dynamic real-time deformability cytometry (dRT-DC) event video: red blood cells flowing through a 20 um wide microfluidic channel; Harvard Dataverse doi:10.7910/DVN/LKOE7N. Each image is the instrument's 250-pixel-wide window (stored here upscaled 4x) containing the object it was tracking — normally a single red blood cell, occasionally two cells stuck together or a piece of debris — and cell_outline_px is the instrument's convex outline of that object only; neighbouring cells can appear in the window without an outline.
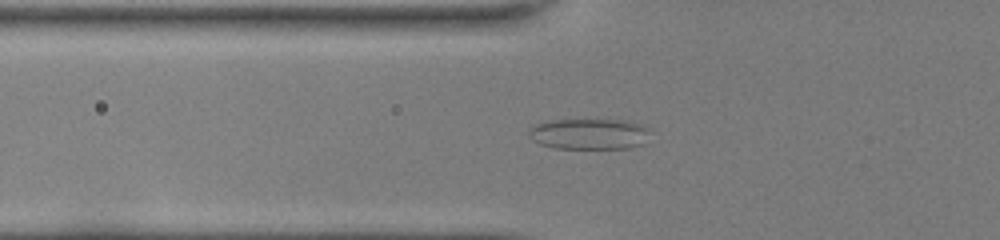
{"species": "common noctule bat (a hibernating species)", "species_latin": "Nyctalus noctula", "temperature_condition": "room temperature", "stored_images_in_passage": 35, "camera_frame_rate_fps": 3000, "um_per_image_px": 0.085, "animal": {"sex": "female", "body_mass_g": 22.0, "forearm_length_mm": 56.7}, "frame": {"image": 1, "passage_image": 3, "time_ms": 0.667, "image_size_px": [1000, 240], "cell_outline_px": [[648, 132], [644, 144], [628, 148], [552, 148], [540, 144], [532, 140], [528, 136], [528, 132], [532, 124], [548, 120], [624, 120], [644, 124]], "centroid_in_image_um": [50.02, 11.38], "position_along_channel_um": 75.8, "area_um2": 21.96}}
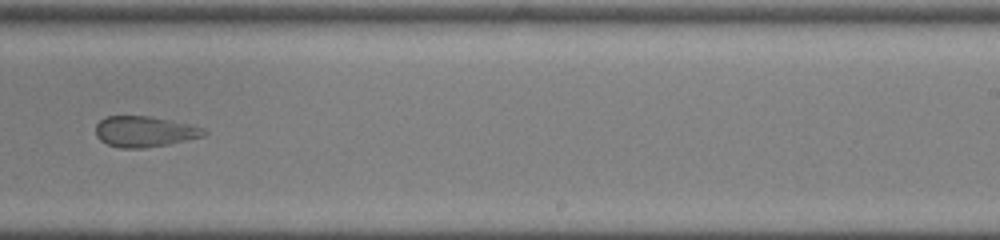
{"frame": {"image": 2, "passage_image": 18, "time_ms": 5.667, "image_size_px": [1000, 240], "cell_outline_px": [[208, 132], [204, 136], [168, 144], [144, 148], [120, 148], [108, 144], [100, 140], [96, 136], [96, 124], [104, 116], [148, 116], [188, 124], [204, 128]], "centroid_in_image_um": [12.26, 11.18], "position_along_channel_um": 276.7, "area_um2": 19.31}}
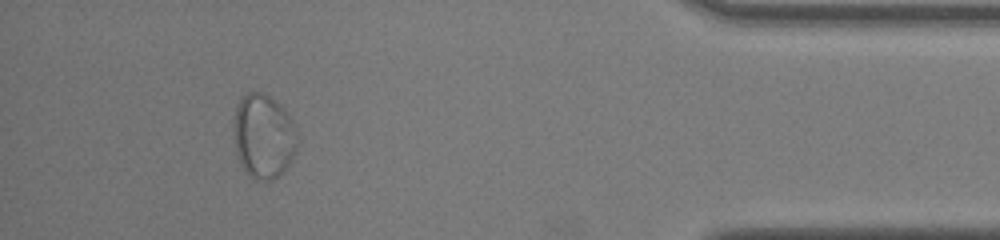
{"frame": {"image": 3, "passage_image": 31, "time_ms": 10.0, "image_size_px": [1000, 240], "cell_outline_px": [[300, 140], [296, 152], [284, 172], [280, 176], [272, 180], [252, 180], [244, 172], [236, 156], [232, 128], [236, 108], [240, 100], [248, 92], [264, 92], [276, 100], [284, 108], [292, 120], [296, 128]], "centroid_in_image_um": [22.41, 11.61], "position_along_channel_um": 412.8, "area_um2": 32.37}}